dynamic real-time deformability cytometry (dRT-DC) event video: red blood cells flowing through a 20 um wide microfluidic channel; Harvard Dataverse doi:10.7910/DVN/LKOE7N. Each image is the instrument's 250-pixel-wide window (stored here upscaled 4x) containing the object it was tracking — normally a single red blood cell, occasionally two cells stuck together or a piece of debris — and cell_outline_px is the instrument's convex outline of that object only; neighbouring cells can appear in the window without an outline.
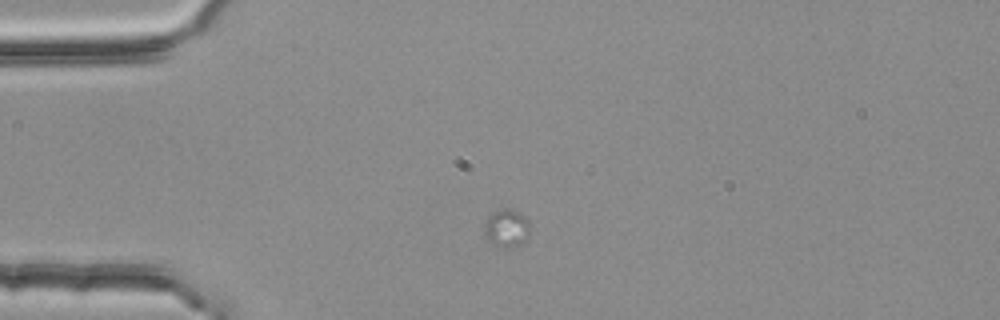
{"species": "common noctule bat (a hibernating species)", "species_latin": "Nyctalus noctula", "temperature_condition": "room temperature", "stored_images_in_passage": 10, "camera_frame_rate_fps": 3000, "um_per_image_px": 0.085, "animal": {"sex": "female", "body_mass_g": 25.1}, "frame": {"image": 1, "passage_image": 2, "time_ms": 0.333, "image_size_px": [1000, 320], "cell_outline_px": [[528, 236], [520, 244], [508, 248], [496, 244], [488, 240], [484, 236], [484, 220], [492, 212], [504, 208], [512, 208], [520, 212], [528, 220]], "centroid_in_image_um": [43.03, 19.35], "position_along_channel_um": 42.0, "area_um2": 10.06}}